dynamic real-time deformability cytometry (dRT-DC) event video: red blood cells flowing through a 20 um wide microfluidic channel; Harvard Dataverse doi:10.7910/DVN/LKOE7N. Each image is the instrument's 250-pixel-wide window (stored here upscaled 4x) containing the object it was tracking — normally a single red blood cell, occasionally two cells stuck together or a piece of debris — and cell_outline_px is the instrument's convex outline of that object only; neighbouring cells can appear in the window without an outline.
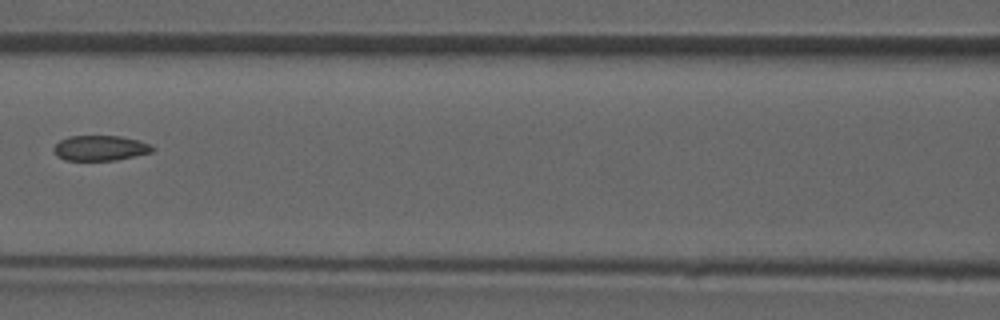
{"species": "common noctule bat (a hibernating species)", "species_latin": "Nyctalus noctula", "temperature_condition": "room temperature", "stored_images_in_passage": 7, "camera_frame_rate_fps": 3000, "um_per_image_px": 0.085, "animal": {"sex": "male", "forearm_length_mm": 52.5}, "frame": {"image": 1, "passage_image": 7, "time_ms": 7.0, "image_size_px": [1000, 320], "cell_outline_px": [[156, 148], [152, 152], [116, 160], [64, 160], [56, 156], [52, 148], [60, 140], [68, 136], [120, 136], [136, 140], [148, 144]], "centroid_in_image_um": [8.48, 12.59], "position_along_channel_um": 158.1, "area_um2": 14.45}}